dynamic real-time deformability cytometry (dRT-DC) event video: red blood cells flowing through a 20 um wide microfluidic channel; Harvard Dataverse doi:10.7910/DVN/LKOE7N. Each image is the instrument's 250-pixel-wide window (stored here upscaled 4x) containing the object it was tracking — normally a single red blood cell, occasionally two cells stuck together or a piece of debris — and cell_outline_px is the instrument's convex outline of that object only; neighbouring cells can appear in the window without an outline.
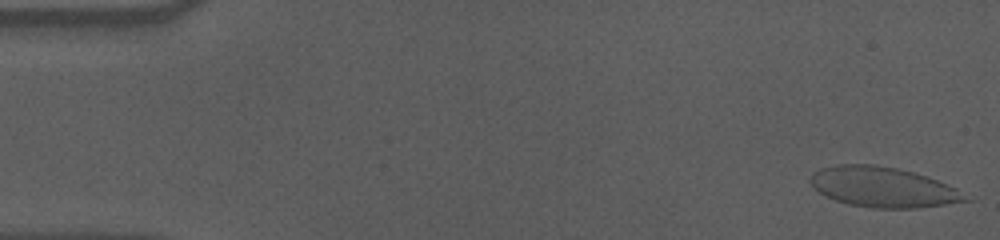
{"species": "human", "species_latin": "Homo sapiens", "temperature_condition": "cold", "stored_images_in_passage": 56, "camera_frame_rate_fps": 3000, "um_per_image_px": 0.085, "donor": {"sex": "male"}, "frame": {"image": 1, "passage_image": 1, "time_ms": 0.0, "image_size_px": [1000, 240], "cell_outline_px": [[972, 200], [916, 208], [872, 208], [848, 204], [824, 196], [808, 180], [812, 172], [820, 168], [836, 164], [876, 164], [896, 168], [912, 172], [936, 180], [956, 188]], "centroid_in_image_um": [75.0, 15.9], "position_along_channel_um": 10.0, "area_um2": 36.13}}
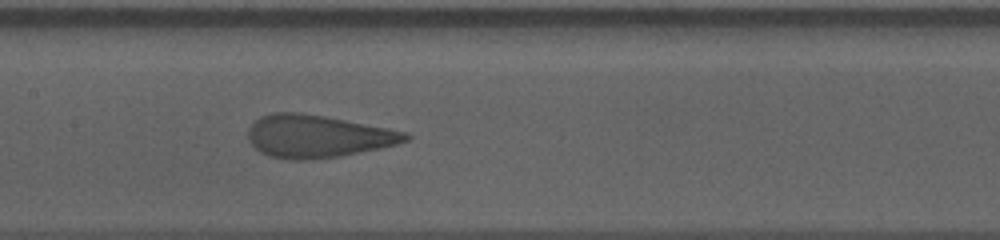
{"frame": {"image": 2, "passage_image": 27, "time_ms": 8.667, "image_size_px": [1000, 240], "cell_outline_px": [[412, 136], [408, 140], [396, 144], [380, 148], [340, 156], [312, 160], [288, 160], [268, 156], [260, 152], [248, 140], [248, 128], [260, 116], [272, 112], [300, 112], [324, 116], [388, 128], [408, 132]], "centroid_in_image_um": [26.97, 11.59], "position_along_channel_um": 180.4, "area_um2": 39.25}}
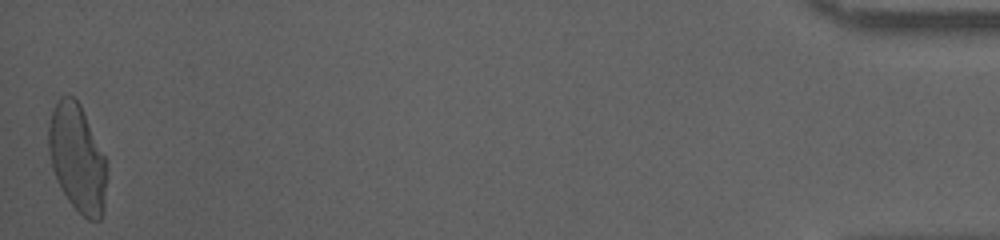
{"frame": {"image": 3, "passage_image": 56, "time_ms": 18.333, "image_size_px": [1000, 240], "cell_outline_px": [[104, 208], [100, 220], [88, 220], [68, 200], [60, 188], [56, 180], [52, 168], [48, 152], [48, 128], [52, 112], [60, 96], [72, 96], [80, 104], [104, 156]], "centroid_in_image_um": [6.52, 13.44], "position_along_channel_um": 428.7, "area_um2": 35.66}, "authors_computed_cell_mechanics": {"area_um2": 38.3503, "velocity_mm_per_s": 3.5525, "shape_relaxation_time_tau1_ms": 6.9563, "shape_relaxation_time_tau2_ms": 0.7199, "deformation_change_tau1": 0.2229, "deformation_change_tau2": 0.078}}